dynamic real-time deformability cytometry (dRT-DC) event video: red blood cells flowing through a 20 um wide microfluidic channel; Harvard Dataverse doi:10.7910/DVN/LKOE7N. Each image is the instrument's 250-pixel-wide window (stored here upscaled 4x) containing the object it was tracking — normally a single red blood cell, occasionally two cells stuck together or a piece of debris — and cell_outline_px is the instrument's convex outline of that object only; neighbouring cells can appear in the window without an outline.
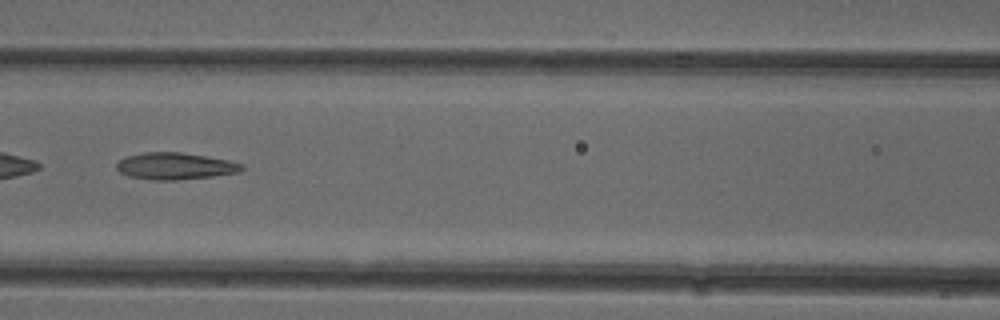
{"species": "common noctule bat (a hibernating species)", "species_latin": "Nyctalus noctula", "temperature_condition": "cold", "stored_images_in_passage": 50, "camera_frame_rate_fps": 3000, "um_per_image_px": 0.085, "animal": {"sex": "female"}, "frame": {"image": 1, "passage_image": 22, "time_ms": 7.0, "image_size_px": [1000, 320], "cell_outline_px": [[244, 168], [240, 172], [212, 176], [176, 180], [156, 180], [128, 176], [120, 172], [116, 168], [116, 164], [120, 160], [128, 156], [144, 152], [180, 152], [228, 160], [244, 164]], "centroid_in_image_um": [14.89, 14.12], "position_along_channel_um": 151.7, "area_um2": 19.42}, "authors_computed_cell_mechanics": {"area_um2": 19.9121, "velocity_mm_per_s": 3.9358, "shape_relaxation_time_tau1_ms": null, "shape_relaxation_time_tau2_ms": 3.4335, "deformation_change_tau1": null, "deformation_change_tau2": 0.148}}